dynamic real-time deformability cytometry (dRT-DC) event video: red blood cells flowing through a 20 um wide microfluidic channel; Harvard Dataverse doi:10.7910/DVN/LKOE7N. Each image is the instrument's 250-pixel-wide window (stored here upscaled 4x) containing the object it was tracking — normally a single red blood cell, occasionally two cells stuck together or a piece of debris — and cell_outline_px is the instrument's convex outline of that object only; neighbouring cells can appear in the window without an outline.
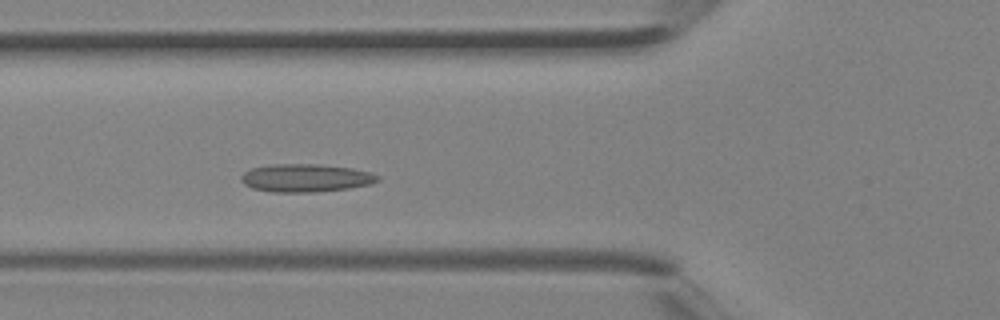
{"species": "Egyptian fruit bat (a non-hibernating species)", "species_latin": "Rousettus aegyptiacus", "temperature_condition": "room temperature", "stored_images_in_passage": 31, "camera_frame_rate_fps": 3000, "um_per_image_px": 0.085, "animal": {"sex": "female"}, "frame": {"image": 1, "passage_image": 4, "time_ms": 1.0, "image_size_px": [1000, 320], "cell_outline_px": [[380, 180], [372, 184], [348, 188], [316, 192], [272, 192], [252, 188], [244, 184], [240, 180], [240, 176], [244, 172], [252, 168], [272, 164], [320, 164], [352, 168], [372, 172], [380, 176]], "centroid_in_image_um": [26.01, 15.12], "position_along_channel_um": 99.8, "area_um2": 22.48}}
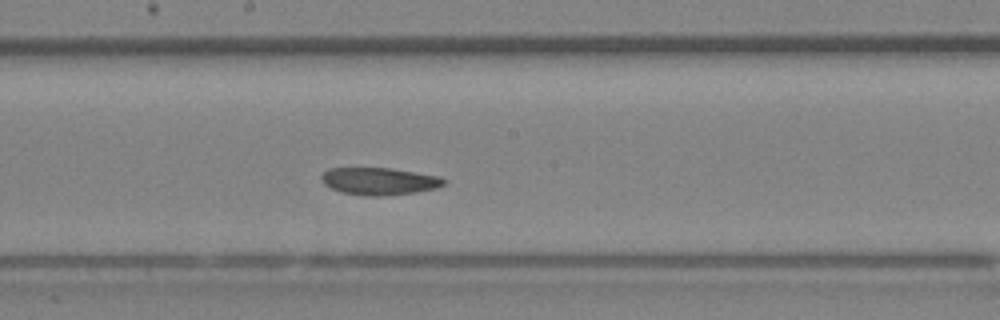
{"frame": {"image": 2, "passage_image": 11, "time_ms": 3.333, "image_size_px": [1000, 320], "cell_outline_px": [[448, 180], [444, 184], [436, 188], [416, 192], [380, 196], [368, 196], [340, 192], [324, 184], [320, 180], [320, 176], [328, 168], [392, 168], [440, 176]], "centroid_in_image_um": [32.24, 15.39], "position_along_channel_um": 216.0, "area_um2": 19.59}}
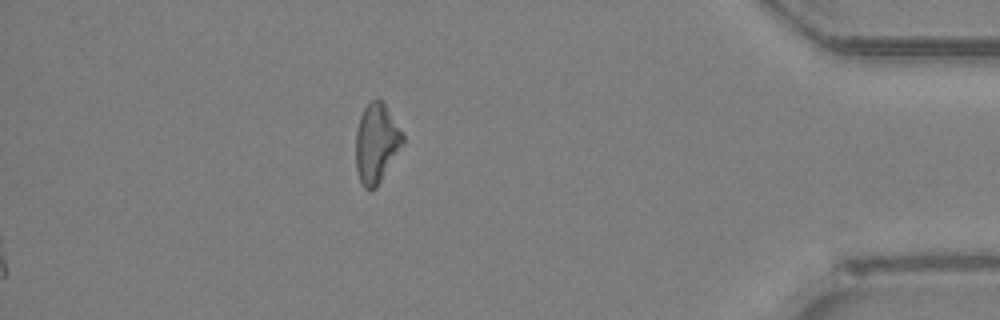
{"frame": {"image": 3, "passage_image": 31, "time_ms": 10.0, "image_size_px": [1000, 320], "cell_outline_px": [[404, 144], [376, 188], [368, 192], [360, 184], [356, 168], [356, 132], [360, 116], [364, 108], [376, 96], [384, 104], [404, 136]], "centroid_in_image_um": [31.98, 12.22], "position_along_channel_um": 403.2, "area_um2": 21.73}}